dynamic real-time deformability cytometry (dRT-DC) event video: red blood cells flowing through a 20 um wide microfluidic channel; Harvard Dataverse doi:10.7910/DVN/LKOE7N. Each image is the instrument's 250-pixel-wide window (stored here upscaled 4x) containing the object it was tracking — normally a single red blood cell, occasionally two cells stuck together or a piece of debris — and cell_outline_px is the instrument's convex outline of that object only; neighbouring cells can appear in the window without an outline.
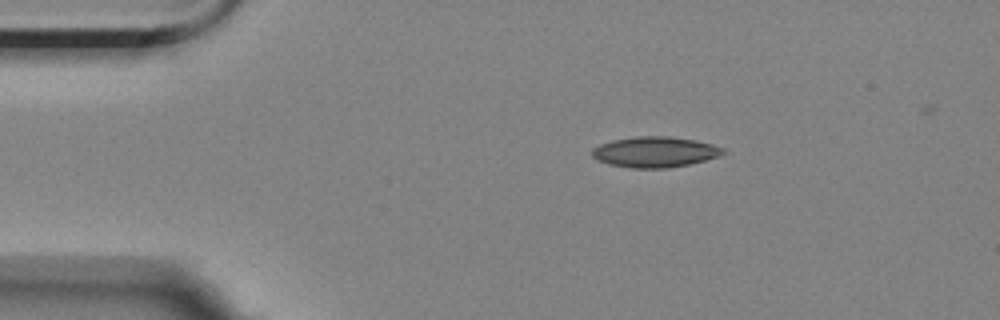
{"species": "Egyptian fruit bat (a non-hibernating species)", "species_latin": "Rousettus aegyptiacus", "temperature_condition": "room temperature", "stored_images_in_passage": 4, "camera_frame_rate_fps": 3000, "um_per_image_px": 0.085, "animal": {"sex": "female"}, "frame": {"image": 1, "passage_image": 1, "time_ms": 0.0, "image_size_px": [1000, 320], "cell_outline_px": [[728, 152], [720, 156], [688, 164], [668, 168], [628, 168], [608, 164], [592, 156], [592, 148], [600, 144], [612, 140], [636, 136], [668, 136], [692, 140], [712, 144], [724, 148]], "centroid_in_image_um": [55.67, 12.92], "position_along_channel_um": 29.3, "area_um2": 23.35}}
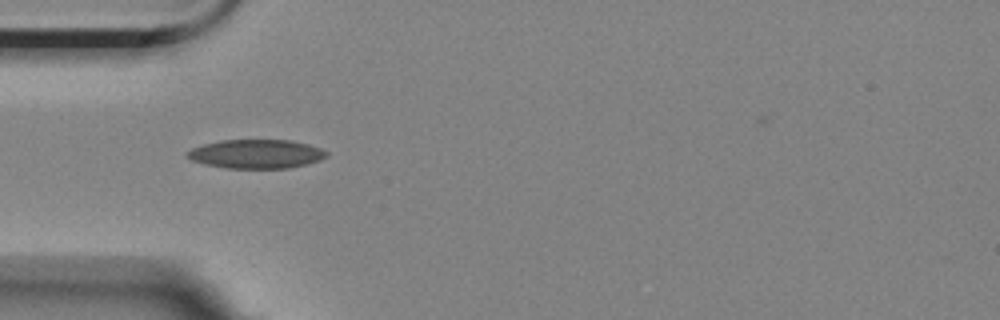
{"frame": {"image": 2, "passage_image": 3, "time_ms": 0.667, "image_size_px": [1000, 320], "cell_outline_px": [[328, 156], [320, 160], [308, 164], [288, 168], [228, 168], [204, 164], [192, 160], [184, 156], [184, 152], [192, 148], [204, 144], [220, 140], [292, 140], [308, 144], [320, 148], [328, 152]], "centroid_in_image_um": [21.77, 13.08], "position_along_channel_um": 63.2, "area_um2": 23.64}}
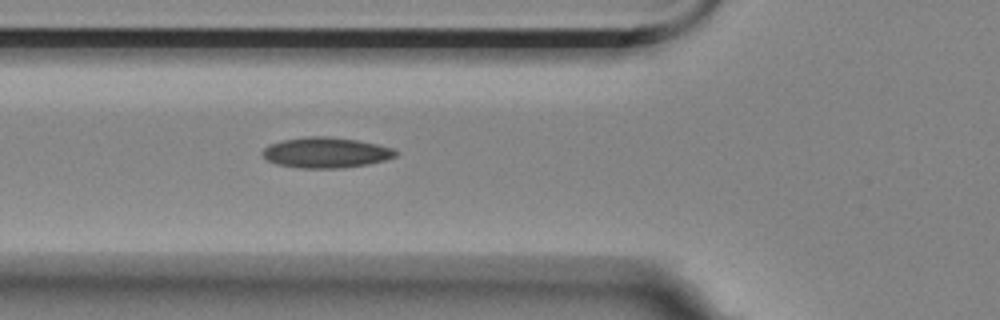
{"frame": {"image": 3, "passage_image": 4, "time_ms": 1.0, "image_size_px": [1000, 320], "cell_outline_px": [[396, 156], [384, 160], [368, 164], [340, 168], [300, 168], [276, 164], [268, 160], [260, 152], [268, 144], [284, 140], [308, 136], [328, 136], [356, 140], [376, 144], [392, 148], [396, 152]], "centroid_in_image_um": [27.66, 12.97], "position_along_channel_um": 98.1, "area_um2": 23.52}}